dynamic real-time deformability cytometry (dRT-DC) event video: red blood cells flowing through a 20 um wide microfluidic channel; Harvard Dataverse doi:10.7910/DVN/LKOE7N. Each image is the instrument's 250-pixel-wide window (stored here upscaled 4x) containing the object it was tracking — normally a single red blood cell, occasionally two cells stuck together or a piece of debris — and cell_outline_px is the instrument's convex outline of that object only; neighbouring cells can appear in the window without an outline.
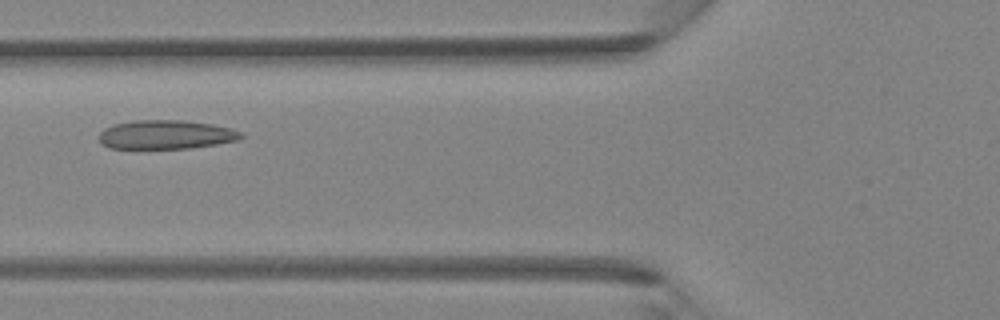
{"species": "Egyptian fruit bat (a non-hibernating species)", "species_latin": "Rousettus aegyptiacus", "temperature_condition": "room temperature", "stored_images_in_passage": 36, "camera_frame_rate_fps": 3000, "um_per_image_px": 0.085, "animal": {"sex": "female"}, "frame": {"image": 1, "passage_image": 11, "time_ms": 3.333, "image_size_px": [1000, 320], "cell_outline_px": [[244, 136], [240, 140], [192, 148], [108, 148], [100, 144], [100, 132], [104, 128], [112, 124], [136, 120], [184, 120], [212, 124], [228, 128], [240, 132]], "centroid_in_image_um": [14.08, 11.44], "position_along_channel_um": 111.7, "area_um2": 23.99}}
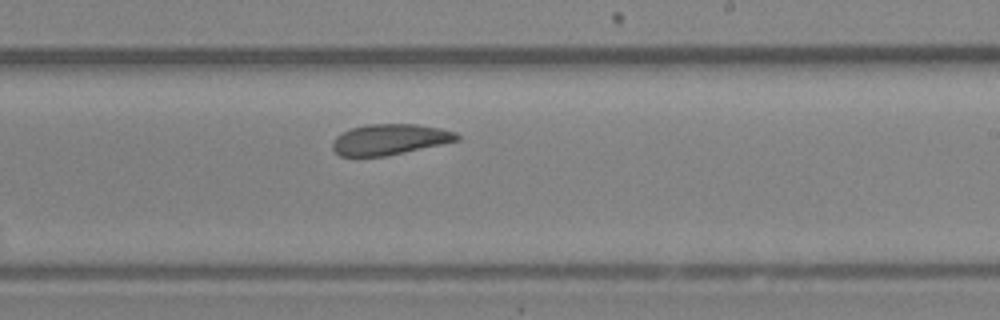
{"frame": {"image": 2, "passage_image": 20, "time_ms": 6.333, "image_size_px": [1000, 320], "cell_outline_px": [[460, 140], [404, 152], [384, 156], [340, 156], [332, 148], [332, 140], [336, 136], [352, 128], [368, 124], [420, 124], [440, 128], [456, 132], [460, 136]], "centroid_in_image_um": [33.14, 11.84], "position_along_channel_um": 255.9, "area_um2": 22.2}}
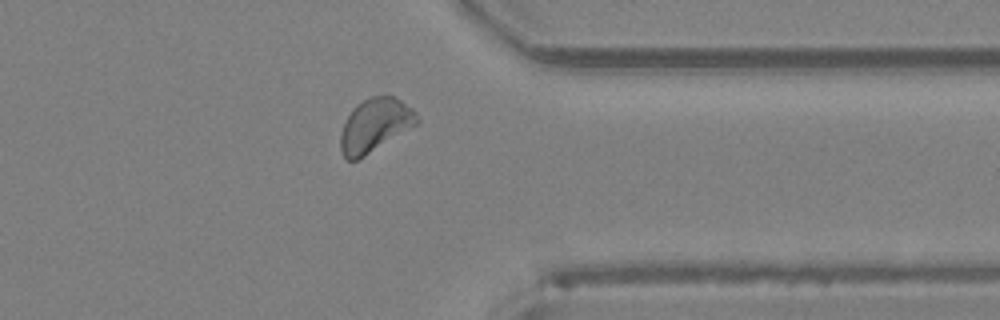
{"frame": {"image": 3, "passage_image": 28, "time_ms": 9.0, "image_size_px": [1000, 320], "cell_outline_px": [[420, 124], [364, 156], [356, 160], [348, 160], [344, 156], [340, 148], [340, 132], [352, 108], [356, 104], [372, 96], [392, 96], [400, 100], [412, 108], [416, 112], [420, 120]], "centroid_in_image_um": [31.9, 10.64], "position_along_channel_um": 379.5, "area_um2": 23.87}}